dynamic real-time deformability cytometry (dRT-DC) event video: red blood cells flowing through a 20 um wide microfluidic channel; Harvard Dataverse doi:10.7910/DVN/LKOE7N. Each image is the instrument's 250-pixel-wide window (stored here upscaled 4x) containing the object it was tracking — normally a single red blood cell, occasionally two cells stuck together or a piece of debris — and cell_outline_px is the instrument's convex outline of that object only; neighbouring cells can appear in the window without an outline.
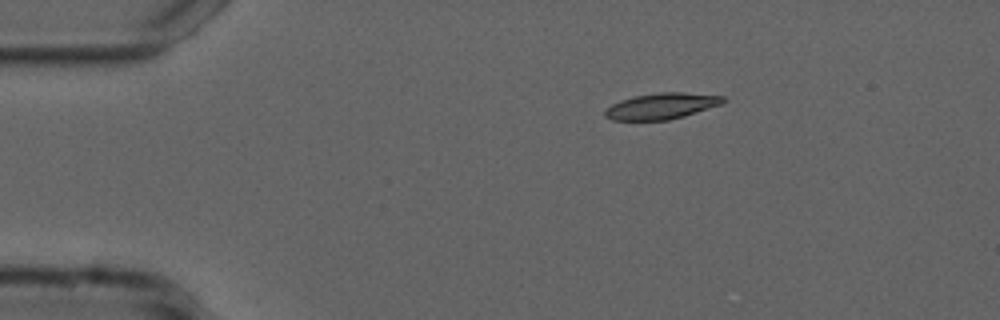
{"species": "common noctule bat (a hibernating species)", "species_latin": "Nyctalus noctula", "temperature_condition": "cold", "stored_images_in_passage": 46, "camera_frame_rate_fps": 3000, "um_per_image_px": 0.085, "animal": {"sex": "male", "forearm_length_mm": 52.5}, "frame": {"image": 1, "passage_image": 1, "time_ms": 0.0, "image_size_px": [1000, 320], "cell_outline_px": [[728, 100], [724, 104], [684, 116], [668, 120], [612, 120], [604, 116], [604, 112], [612, 104], [620, 100], [636, 96], [660, 92], [684, 92], [724, 96]], "centroid_in_image_um": [56.29, 9.01], "position_along_channel_um": 28.7, "area_um2": 18.03}}
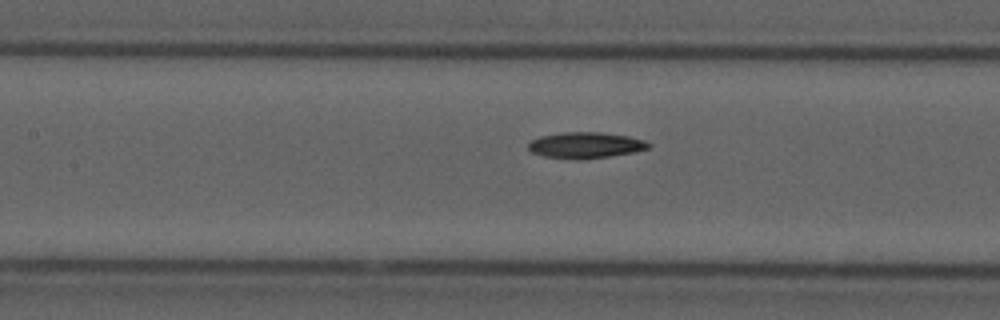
{"frame": {"image": 2, "passage_image": 16, "time_ms": 5.0, "image_size_px": [1000, 320], "cell_outline_px": [[652, 148], [632, 152], [584, 160], [576, 160], [544, 156], [532, 152], [528, 148], [528, 144], [532, 140], [540, 136], [560, 132], [600, 132], [628, 136], [644, 140], [652, 144]], "centroid_in_image_um": [49.78, 12.34], "position_along_channel_um": 157.6, "area_um2": 18.38}}
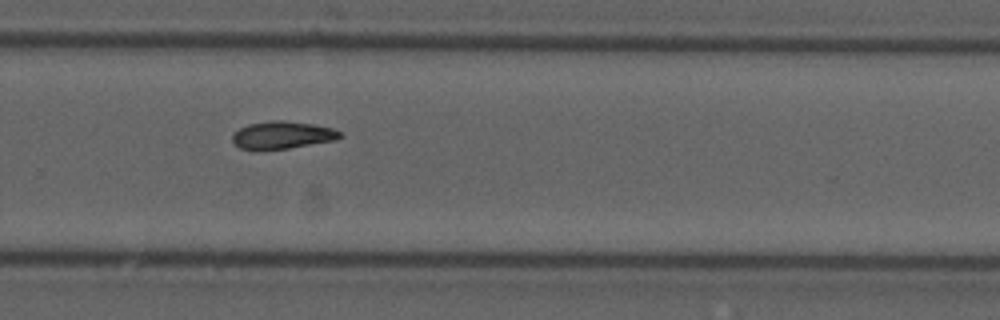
{"frame": {"image": 3, "passage_image": 28, "time_ms": 9.0, "image_size_px": [1000, 320], "cell_outline_px": [[344, 136], [336, 140], [288, 148], [256, 152], [252, 152], [240, 148], [232, 140], [232, 136], [240, 128], [248, 124], [272, 120], [280, 120], [312, 124], [332, 128], [340, 132]], "centroid_in_image_um": [23.96, 11.51], "position_along_channel_um": 305.8, "area_um2": 17.51}, "authors_computed_cell_mechanics": {"area_um2": 17.629, "velocity_mm_per_s": 3.7211, "shape_relaxation_time_tau1_ms": 10.3284, "shape_relaxation_time_tau2_ms": null, "deformation_change_tau1": 0.1847, "deformation_change_tau2": null}}